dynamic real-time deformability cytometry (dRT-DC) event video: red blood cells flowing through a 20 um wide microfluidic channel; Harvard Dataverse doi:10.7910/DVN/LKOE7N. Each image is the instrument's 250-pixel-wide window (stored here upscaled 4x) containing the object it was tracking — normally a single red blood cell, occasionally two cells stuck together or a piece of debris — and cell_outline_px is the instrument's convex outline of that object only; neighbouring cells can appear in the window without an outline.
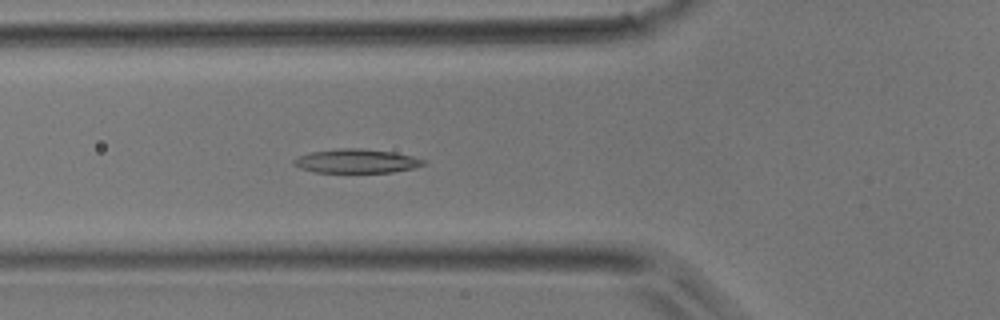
{"species": "common noctule bat (a hibernating species)", "species_latin": "Nyctalus noctula", "temperature_condition": "room temperature", "stored_images_in_passage": 31, "camera_frame_rate_fps": 3000, "um_per_image_px": 0.085, "animal": {"sex": "male", "body_mass_g": 17.9}, "frame": {"image": 1, "passage_image": 3, "time_ms": 0.667, "image_size_px": [1000, 320], "cell_outline_px": [[428, 164], [416, 168], [392, 172], [316, 172], [300, 168], [292, 164], [292, 160], [300, 156], [312, 152], [336, 148], [360, 148], [392, 152], [412, 156], [428, 160]], "centroid_in_image_um": [30.36, 13.69], "position_along_channel_um": 95.4, "area_um2": 18.21}}
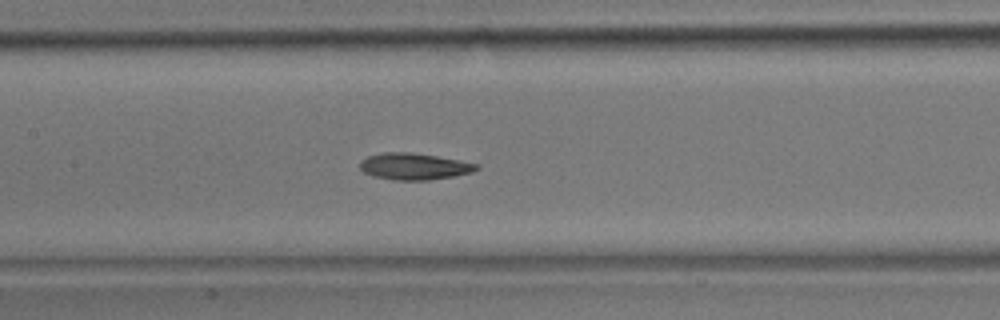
{"frame": {"image": 2, "passage_image": 8, "time_ms": 2.333, "image_size_px": [1000, 320], "cell_outline_px": [[480, 168], [472, 172], [452, 176], [428, 180], [396, 180], [372, 176], [364, 172], [360, 168], [360, 160], [368, 156], [384, 152], [412, 152], [460, 160], [480, 164]], "centroid_in_image_um": [35.2, 14.14], "position_along_channel_um": 172.2, "area_um2": 18.09}}
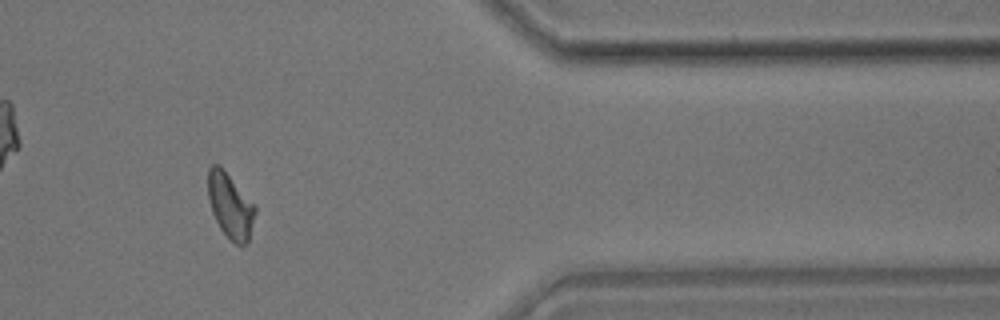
{"frame": {"image": 3, "passage_image": 24, "time_ms": 7.667, "image_size_px": [1000, 320], "cell_outline_px": [[256, 212], [248, 244], [236, 244], [220, 228], [212, 212], [208, 200], [208, 168], [212, 164], [220, 164], [256, 204]], "centroid_in_image_um": [19.59, 17.44], "position_along_channel_um": 391.8, "area_um2": 18.15}}